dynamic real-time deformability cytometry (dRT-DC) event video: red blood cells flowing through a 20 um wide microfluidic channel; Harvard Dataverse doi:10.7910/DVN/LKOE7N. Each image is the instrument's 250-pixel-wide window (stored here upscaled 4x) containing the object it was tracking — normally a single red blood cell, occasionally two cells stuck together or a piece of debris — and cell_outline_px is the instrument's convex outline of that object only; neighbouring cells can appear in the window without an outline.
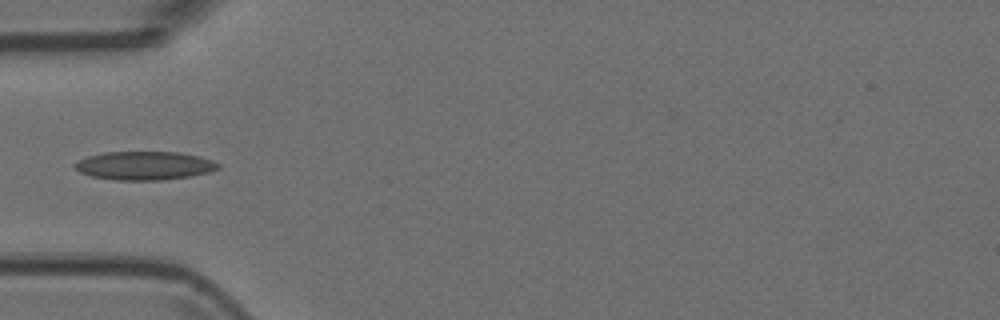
{"species": "Egyptian fruit bat (a non-hibernating species)", "species_latin": "Rousettus aegyptiacus", "temperature_condition": "room temperature", "stored_images_in_passage": 5, "camera_frame_rate_fps": 3000, "um_per_image_px": 0.085, "animal": {"sex": "female"}, "frame": {"image": 1, "passage_image": 5, "time_ms": 1.333, "image_size_px": [1000, 320], "cell_outline_px": [[220, 168], [208, 172], [188, 176], [164, 180], [116, 180], [92, 176], [80, 172], [72, 164], [76, 160], [88, 156], [104, 152], [180, 152], [200, 156], [212, 160], [220, 164]], "centroid_in_image_um": [12.27, 14.07], "position_along_channel_um": 72.7, "area_um2": 23.87}}